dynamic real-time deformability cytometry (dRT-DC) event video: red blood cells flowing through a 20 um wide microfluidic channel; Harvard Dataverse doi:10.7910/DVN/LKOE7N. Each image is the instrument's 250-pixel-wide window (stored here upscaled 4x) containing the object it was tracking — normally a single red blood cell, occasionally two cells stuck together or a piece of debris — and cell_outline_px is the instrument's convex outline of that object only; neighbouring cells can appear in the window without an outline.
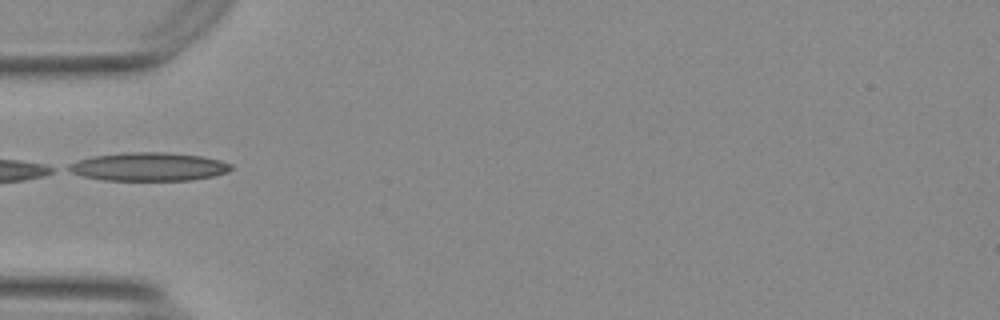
{"species": "Egyptian fruit bat (a non-hibernating species)", "species_latin": "Rousettus aegyptiacus", "temperature_condition": "warm", "stored_images_in_passage": 24, "camera_frame_rate_fps": 3000, "um_per_image_px": 0.085, "animal": {"sex": "female"}, "frame": {"image": 1, "passage_image": 1, "time_ms": 0.0, "image_size_px": [1000, 320], "cell_outline_px": [[232, 168], [228, 172], [212, 176], [192, 180], [104, 180], [84, 176], [60, 168], [76, 160], [92, 156], [128, 152], [164, 152], [200, 156], [220, 160], [232, 164]], "centroid_in_image_um": [12.58, 14.17], "position_along_channel_um": 72.4, "area_um2": 26.99}}